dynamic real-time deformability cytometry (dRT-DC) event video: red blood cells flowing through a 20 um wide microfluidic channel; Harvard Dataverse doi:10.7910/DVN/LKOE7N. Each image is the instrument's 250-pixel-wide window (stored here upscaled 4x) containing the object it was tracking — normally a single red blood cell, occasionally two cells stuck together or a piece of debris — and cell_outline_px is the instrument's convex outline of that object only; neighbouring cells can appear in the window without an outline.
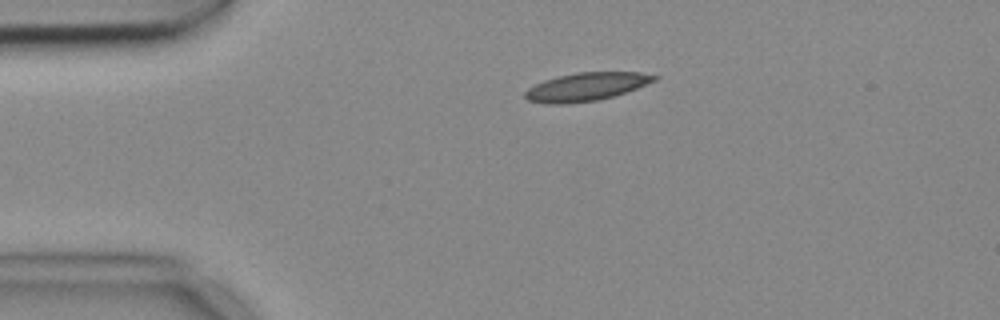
{"species": "common noctule bat (a hibernating species)", "species_latin": "Nyctalus noctula", "temperature_condition": "cold", "stored_images_in_passage": 2, "camera_frame_rate_fps": 3000, "um_per_image_px": 0.085, "animal": {"sex": "female", "body_mass_g": 18.4}, "frame": {"image": 1, "passage_image": 1, "time_ms": 0.0, "image_size_px": [1000, 320], "cell_outline_px": [[660, 76], [656, 80], [636, 88], [612, 96], [596, 100], [568, 104], [548, 104], [528, 100], [524, 96], [524, 92], [528, 88], [544, 80], [576, 72], [640, 72]], "centroid_in_image_um": [49.81, 7.37], "position_along_channel_um": 35.2, "area_um2": 21.04}}